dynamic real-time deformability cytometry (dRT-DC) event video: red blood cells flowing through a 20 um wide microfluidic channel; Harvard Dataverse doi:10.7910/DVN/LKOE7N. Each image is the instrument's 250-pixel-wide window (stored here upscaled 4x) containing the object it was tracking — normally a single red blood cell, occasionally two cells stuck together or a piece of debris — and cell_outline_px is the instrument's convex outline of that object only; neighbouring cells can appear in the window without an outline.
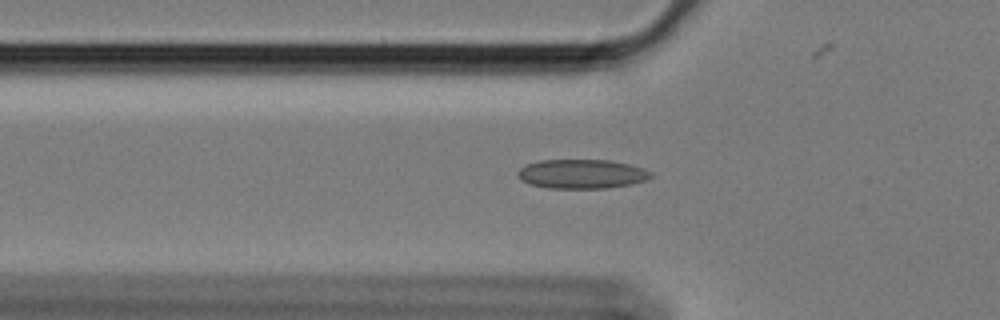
{"species": "Egyptian fruit bat (a non-hibernating species)", "species_latin": "Rousettus aegyptiacus", "temperature_condition": "cold", "stored_images_in_passage": 58, "camera_frame_rate_fps": 3000, "um_per_image_px": 0.085, "animal": {"sex": "female"}, "frame": {"image": 1, "passage_image": 19, "time_ms": 6.0, "image_size_px": [1000, 320], "cell_outline_px": [[652, 176], [644, 180], [632, 184], [608, 188], [548, 188], [532, 184], [520, 180], [516, 176], [516, 172], [520, 168], [528, 164], [540, 160], [608, 160], [628, 164], [644, 168], [652, 172]], "centroid_in_image_um": [49.44, 14.78], "position_along_channel_um": 76.4, "area_um2": 22.66}}
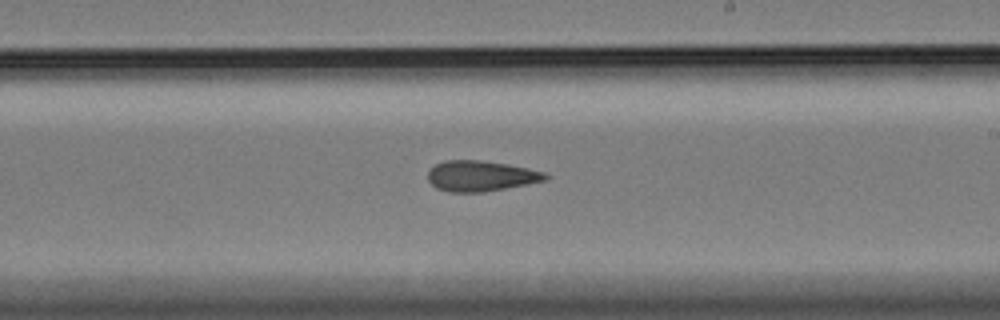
{"frame": {"image": 2, "passage_image": 34, "time_ms": 11.0, "image_size_px": [1000, 320], "cell_outline_px": [[552, 176], [548, 180], [528, 184], [484, 192], [448, 192], [436, 188], [428, 180], [428, 172], [436, 164], [444, 160], [484, 160], [508, 164], [528, 168], [544, 172]], "centroid_in_image_um": [40.91, 14.96], "position_along_channel_um": 248.1, "area_um2": 21.15}}
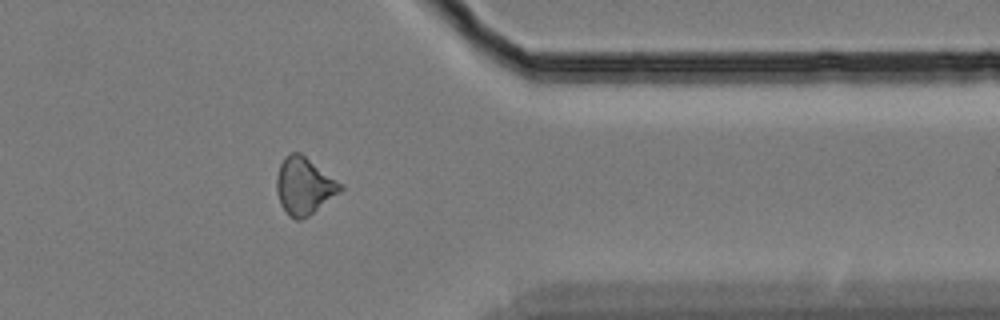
{"frame": {"image": 3, "passage_image": 47, "time_ms": 15.333, "image_size_px": [1000, 320], "cell_outline_px": [[344, 188], [340, 192], [308, 216], [300, 220], [296, 220], [288, 216], [280, 204], [276, 192], [276, 176], [280, 164], [284, 156], [288, 152], [300, 152], [344, 184]], "centroid_in_image_um": [25.84, 15.79], "position_along_channel_um": 385.6, "area_um2": 21.5}, "authors_computed_cell_mechanics": {"area_um2": 21.4438, "velocity_mm_per_s": 3.4173, "shape_relaxation_time_tau1_ms": null, "shape_relaxation_time_tau2_ms": 5.648, "deformation_change_tau1": null, "deformation_change_tau2": 0.1426}}